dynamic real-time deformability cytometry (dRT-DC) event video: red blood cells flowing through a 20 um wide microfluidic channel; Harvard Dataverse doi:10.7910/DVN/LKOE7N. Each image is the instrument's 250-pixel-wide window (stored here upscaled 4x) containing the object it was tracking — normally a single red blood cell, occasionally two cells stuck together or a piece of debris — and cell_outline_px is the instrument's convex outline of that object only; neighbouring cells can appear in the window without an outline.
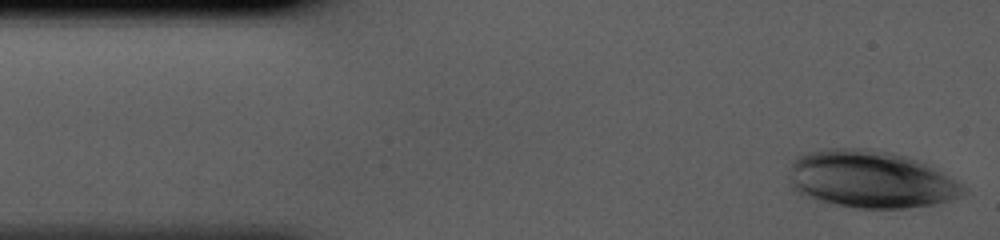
{"species": "human", "species_latin": "Homo sapiens", "temperature_condition": "cold", "stored_images_in_passage": 35, "camera_frame_rate_fps": 3000, "um_per_image_px": 0.085, "donor": {"sex": "male"}, "frame": {"image": 1, "passage_image": 1, "time_ms": 0.0, "image_size_px": [1000, 240], "cell_outline_px": [[968, 192], [948, 200], [932, 204], [904, 208], [856, 208], [836, 204], [800, 196], [788, 184], [788, 176], [792, 164], [796, 156], [808, 152], [824, 148], [868, 148], [892, 152], [908, 156], [920, 160], [960, 184]], "centroid_in_image_um": [73.92, 15.23], "position_along_channel_um": 11.1, "area_um2": 58.38}}
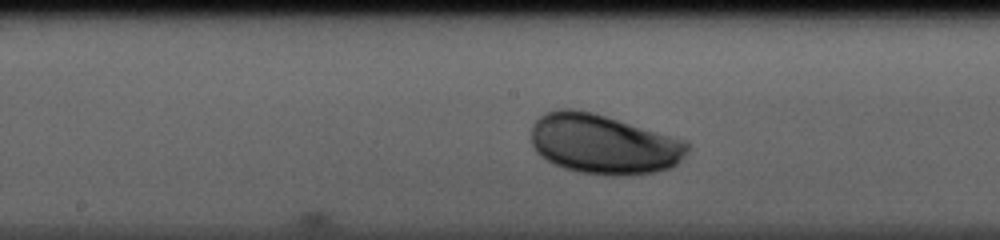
{"frame": {"image": 2, "passage_image": 20, "time_ms": 6.333, "image_size_px": [1000, 240], "cell_outline_px": [[688, 152], [676, 164], [668, 168], [656, 172], [616, 176], [580, 172], [564, 168], [540, 156], [536, 152], [532, 144], [532, 124], [544, 112], [556, 108], [572, 108], [592, 112], [688, 140]], "centroid_in_image_um": [51.3, 12.23], "position_along_channel_um": 196.9, "area_um2": 54.51}}
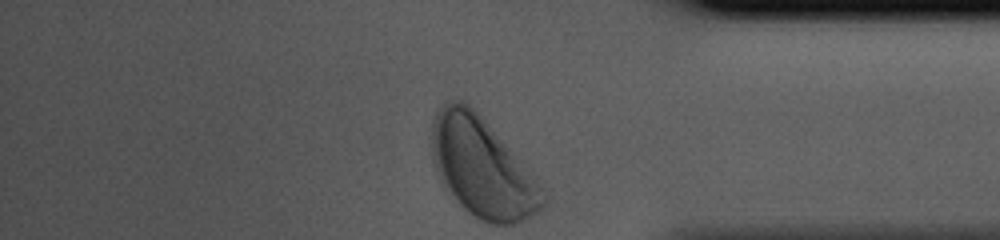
{"frame": {"image": 3, "passage_image": 35, "time_ms": 11.333, "image_size_px": [1000, 240], "cell_outline_px": [[548, 204], [540, 212], [516, 224], [492, 224], [480, 220], [468, 212], [440, 184], [432, 160], [432, 124], [436, 112], [440, 104], [452, 100], [464, 100], [480, 116], [540, 184], [548, 200]], "centroid_in_image_um": [40.96, 14.29], "position_along_channel_um": 394.2, "area_um2": 63.98}}